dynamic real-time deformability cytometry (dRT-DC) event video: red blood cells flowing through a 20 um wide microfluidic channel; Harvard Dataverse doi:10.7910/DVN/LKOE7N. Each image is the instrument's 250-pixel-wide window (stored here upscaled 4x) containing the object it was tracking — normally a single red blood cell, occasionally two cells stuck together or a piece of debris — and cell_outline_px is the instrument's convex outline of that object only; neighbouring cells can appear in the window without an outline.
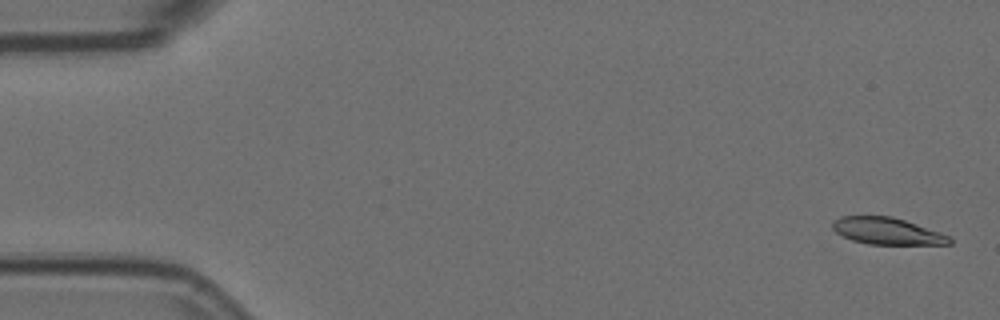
{"species": "Egyptian fruit bat (a non-hibernating species)", "species_latin": "Rousettus aegyptiacus", "temperature_condition": "room temperature", "stored_images_in_passage": 3, "camera_frame_rate_fps": 3000, "um_per_image_px": 0.085, "animal": {"sex": "female"}, "frame": {"image": 1, "passage_image": 1, "time_ms": 0.0, "image_size_px": [1000, 320], "cell_outline_px": [[952, 244], [868, 244], [852, 240], [836, 232], [832, 228], [832, 220], [840, 216], [892, 216], [952, 236]], "centroid_in_image_um": [75.4, 19.64], "position_along_channel_um": 9.6, "area_um2": 18.26}}